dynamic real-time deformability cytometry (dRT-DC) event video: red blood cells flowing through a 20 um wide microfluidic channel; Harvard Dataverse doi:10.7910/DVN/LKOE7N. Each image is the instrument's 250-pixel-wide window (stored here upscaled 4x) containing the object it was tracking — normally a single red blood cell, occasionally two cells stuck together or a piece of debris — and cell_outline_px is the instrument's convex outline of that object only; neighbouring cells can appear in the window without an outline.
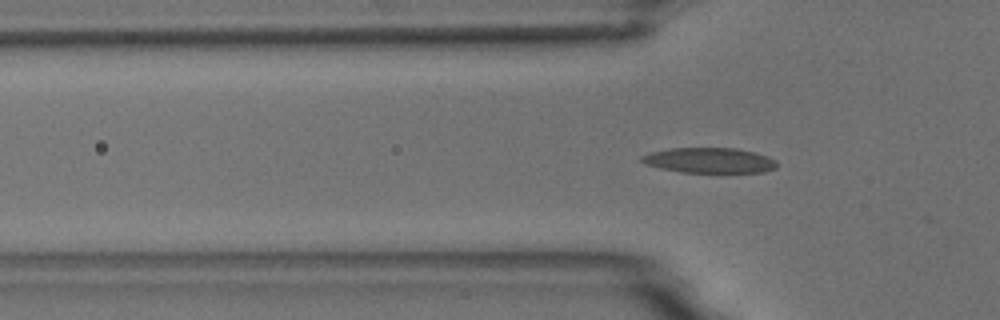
{"species": "common noctule bat (a hibernating species)", "species_latin": "Nyctalus noctula", "temperature_condition": "room temperature", "stored_images_in_passage": 5, "camera_frame_rate_fps": 3000, "um_per_image_px": 0.085, "animal": {"sex": "male", "body_mass_g": 18.8}, "frame": {"image": 1, "passage_image": 5, "time_ms": 4.667, "image_size_px": [1000, 320], "cell_outline_px": [[776, 168], [764, 172], [680, 172], [660, 168], [644, 164], [640, 160], [640, 156], [648, 152], [668, 148], [736, 148], [756, 152], [768, 156], [776, 160]], "centroid_in_image_um": [60.26, 13.62], "position_along_channel_um": 65.5, "area_um2": 20.11}}